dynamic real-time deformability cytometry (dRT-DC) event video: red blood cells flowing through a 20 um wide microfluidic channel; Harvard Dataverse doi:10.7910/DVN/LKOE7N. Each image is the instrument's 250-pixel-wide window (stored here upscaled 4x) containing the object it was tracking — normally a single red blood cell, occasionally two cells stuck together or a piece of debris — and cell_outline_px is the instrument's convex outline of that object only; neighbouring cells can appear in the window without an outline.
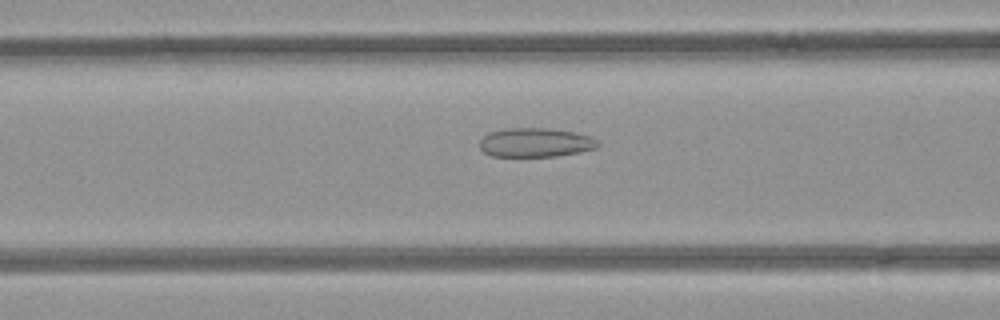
{"species": "common noctule bat (a hibernating species)", "species_latin": "Nyctalus noctula", "temperature_condition": "room temperature", "stored_images_in_passage": 51, "camera_frame_rate_fps": 3000, "um_per_image_px": 0.085, "animal": {"sex": "female", "body_mass_g": 21.9}, "frame": {"image": 1, "passage_image": 21, "time_ms": 6.667, "image_size_px": [1000, 320], "cell_outline_px": [[600, 144], [596, 148], [580, 152], [556, 156], [492, 156], [484, 152], [480, 148], [480, 140], [488, 132], [504, 128], [544, 128], [576, 132], [588, 136], [596, 140]], "centroid_in_image_um": [45.49, 12.11], "position_along_channel_um": 121.1, "area_um2": 20.0}}
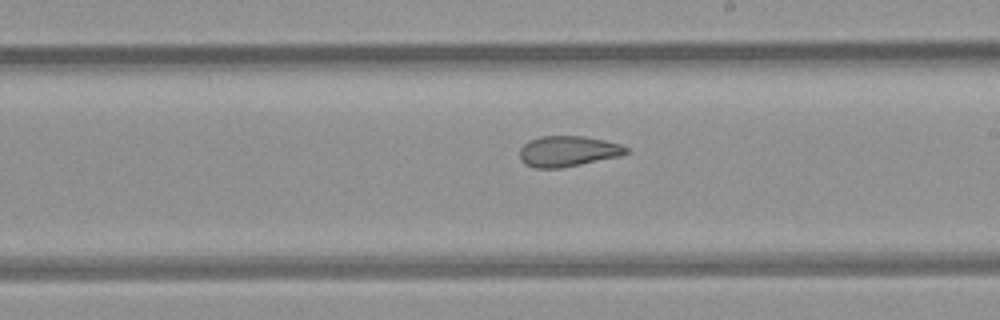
{"frame": {"image": 2, "passage_image": 30, "time_ms": 9.667, "image_size_px": [1000, 320], "cell_outline_px": [[628, 152], [620, 156], [560, 168], [532, 168], [524, 164], [520, 160], [520, 148], [524, 144], [540, 136], [584, 136], [604, 140], [620, 144], [628, 148]], "centroid_in_image_um": [48.25, 12.86], "position_along_channel_um": 240.8, "area_um2": 18.96}}
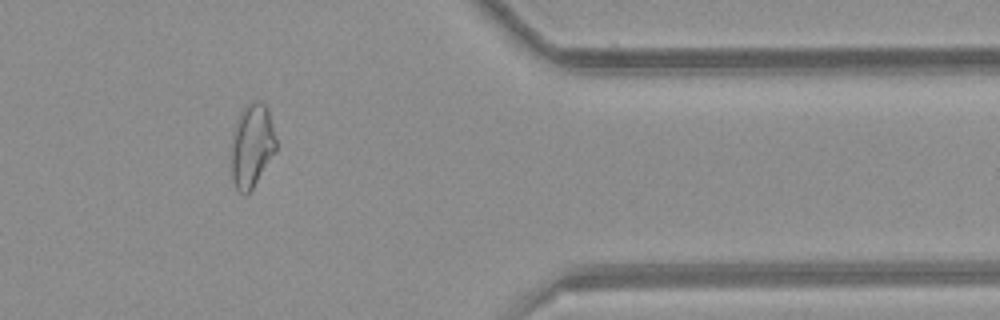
{"frame": {"image": 3, "passage_image": 43, "time_ms": 14.0, "image_size_px": [1000, 320], "cell_outline_px": [[276, 152], [252, 188], [244, 196], [236, 188], [232, 180], [232, 136], [236, 120], [240, 112], [252, 100], [260, 100], [268, 108], [276, 140]], "centroid_in_image_um": [21.41, 12.36], "position_along_channel_um": 390.0, "area_um2": 21.79}}